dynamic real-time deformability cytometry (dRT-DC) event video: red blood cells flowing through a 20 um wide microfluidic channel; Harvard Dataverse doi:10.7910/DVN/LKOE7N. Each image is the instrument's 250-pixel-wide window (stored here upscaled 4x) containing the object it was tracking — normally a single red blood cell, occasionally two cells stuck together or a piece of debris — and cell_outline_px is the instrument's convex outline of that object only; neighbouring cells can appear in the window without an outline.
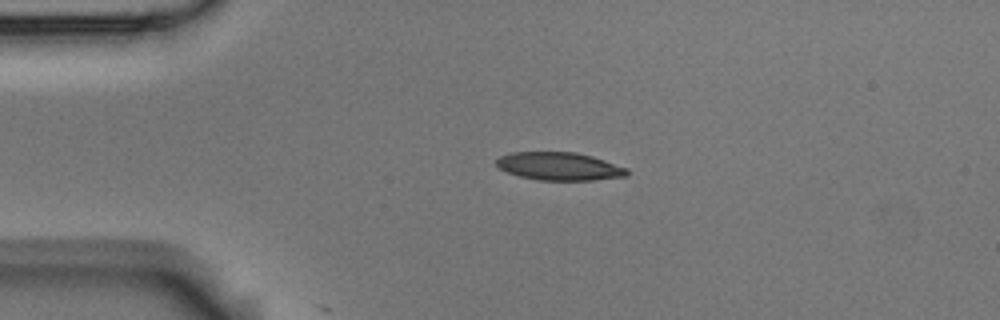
{"species": "Egyptian fruit bat (a non-hibernating species)", "species_latin": "Rousettus aegyptiacus", "temperature_condition": "room temperature", "stored_images_in_passage": 4, "camera_frame_rate_fps": 3000, "um_per_image_px": 0.085, "animal": {"sex": "male"}, "frame": {"image": 1, "passage_image": 3, "time_ms": 0.667, "image_size_px": [1000, 320], "cell_outline_px": [[628, 176], [592, 180], [536, 180], [520, 176], [508, 172], [500, 168], [496, 164], [496, 160], [500, 156], [512, 152], [576, 152], [592, 156], [628, 168]], "centroid_in_image_um": [47.56, 14.13], "position_along_channel_um": 37.4, "area_um2": 21.27}}